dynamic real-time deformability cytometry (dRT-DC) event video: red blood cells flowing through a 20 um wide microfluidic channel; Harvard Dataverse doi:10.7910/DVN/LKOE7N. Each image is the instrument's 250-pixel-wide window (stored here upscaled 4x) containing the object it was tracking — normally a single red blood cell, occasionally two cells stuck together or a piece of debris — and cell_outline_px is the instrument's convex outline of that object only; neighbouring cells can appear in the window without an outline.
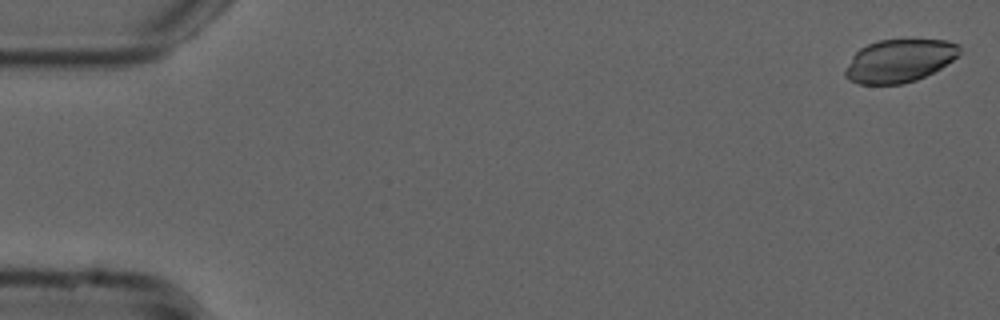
{"species": "common noctule bat (a hibernating species)", "species_latin": "Nyctalus noctula", "temperature_condition": "cold", "stored_images_in_passage": 11, "camera_frame_rate_fps": 3000, "um_per_image_px": 0.085, "animal": {"sex": "male", "forearm_length_mm": 52.5}, "frame": {"image": 1, "passage_image": 2, "time_ms": 0.333, "image_size_px": [1000, 320], "cell_outline_px": [[960, 52], [952, 60], [940, 68], [916, 80], [904, 84], [860, 84], [848, 80], [844, 76], [844, 68], [852, 56], [860, 48], [868, 44], [880, 40], [948, 40], [960, 44]], "centroid_in_image_um": [76.41, 5.17], "position_along_channel_um": 8.6, "area_um2": 28.61}}